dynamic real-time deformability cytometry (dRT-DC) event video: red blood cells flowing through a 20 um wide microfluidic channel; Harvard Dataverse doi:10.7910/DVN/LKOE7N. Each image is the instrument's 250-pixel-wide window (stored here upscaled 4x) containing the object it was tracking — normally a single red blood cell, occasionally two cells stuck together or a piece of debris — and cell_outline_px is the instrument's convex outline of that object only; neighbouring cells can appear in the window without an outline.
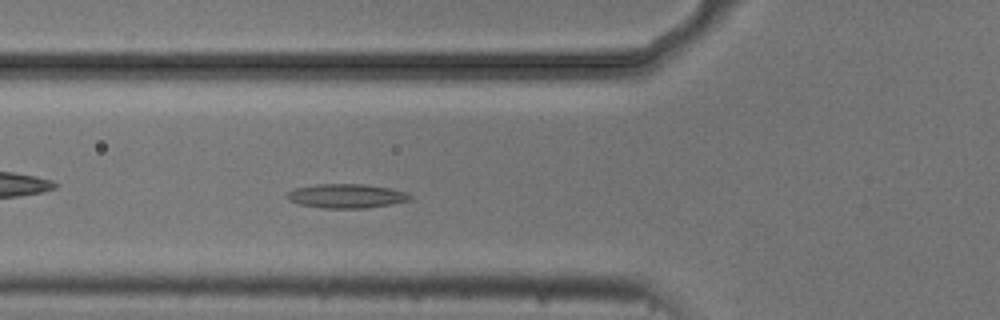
{"species": "common noctule bat (a hibernating species)", "species_latin": "Nyctalus noctula", "temperature_condition": "cold", "stored_images_in_passage": 48, "camera_frame_rate_fps": 3000, "um_per_image_px": 0.085, "animal": {"sex": "male", "body_mass_g": 20.5, "forearm_length_mm": 52.5}, "frame": {"image": 1, "passage_image": 13, "time_ms": 4.0, "image_size_px": [1000, 320], "cell_outline_px": [[412, 196], [408, 200], [392, 204], [368, 208], [324, 208], [300, 204], [288, 200], [288, 192], [296, 188], [316, 184], [364, 184], [388, 188], [408, 192]], "centroid_in_image_um": [29.47, 16.66], "position_along_channel_um": 96.3, "area_um2": 17.17}}
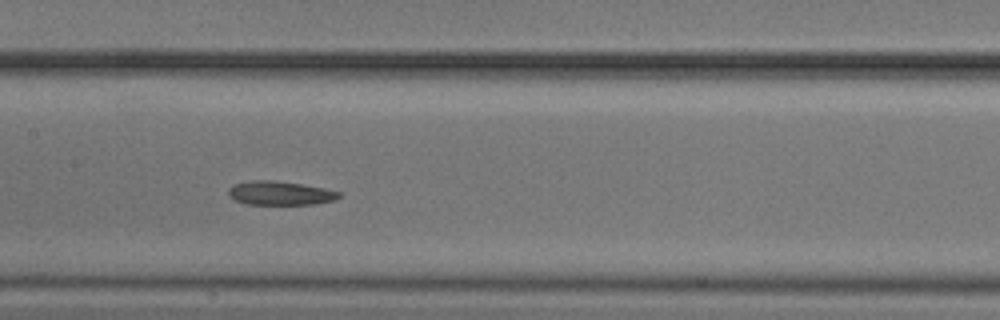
{"frame": {"image": 2, "passage_image": 20, "time_ms": 6.333, "image_size_px": [1000, 320], "cell_outline_px": [[340, 196], [332, 200], [312, 204], [244, 204], [228, 196], [228, 188], [232, 184], [248, 180], [272, 180], [300, 184], [324, 188], [340, 192]], "centroid_in_image_um": [23.72, 16.4], "position_along_channel_um": 183.7, "area_um2": 15.32}}
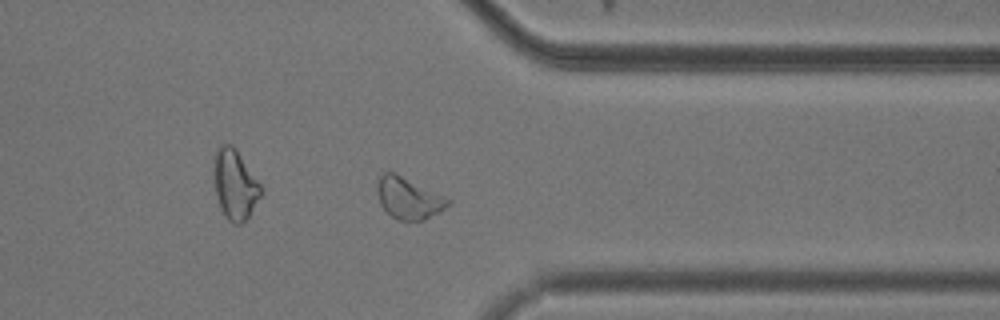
{"frame": {"image": 3, "passage_image": 36, "time_ms": 11.667, "image_size_px": [1000, 320], "cell_outline_px": [[452, 204], [424, 220], [400, 220], [392, 216], [380, 204], [376, 188], [380, 176], [384, 172], [392, 172], [444, 196], [452, 200]], "centroid_in_image_um": [34.73, 16.86], "position_along_channel_um": 376.7, "area_um2": 16.7}, "authors_computed_cell_mechanics": {"area_um2": 17.051, "velocity_mm_per_s": 3.7088, "shape_relaxation_time_tau1_ms": null, "shape_relaxation_time_tau2_ms": 4.5963, "deformation_change_tau1": null, "deformation_change_tau2": 0.1093}}